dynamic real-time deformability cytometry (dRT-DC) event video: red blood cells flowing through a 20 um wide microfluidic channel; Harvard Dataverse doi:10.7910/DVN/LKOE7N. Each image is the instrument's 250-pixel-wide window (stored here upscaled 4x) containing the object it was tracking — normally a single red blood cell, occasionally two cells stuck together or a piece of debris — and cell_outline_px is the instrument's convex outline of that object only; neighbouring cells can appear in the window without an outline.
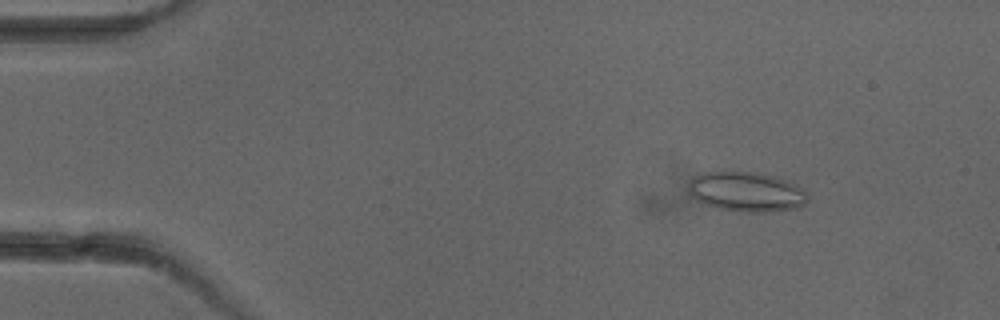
{"species": "common noctule bat (a hibernating species)", "species_latin": "Nyctalus noctula", "temperature_condition": "cold", "stored_images_in_passage": 7, "camera_frame_rate_fps": 3000, "um_per_image_px": 0.085, "animal": {"sex": "female"}, "frame": {"image": 1, "passage_image": 2, "time_ms": 1.333, "image_size_px": [1000, 320], "cell_outline_px": [[808, 200], [800, 208], [764, 212], [748, 212], [716, 208], [704, 204], [688, 196], [688, 180], [704, 172], [752, 172], [776, 176], [788, 180], [804, 188]], "centroid_in_image_um": [63.43, 16.3], "position_along_channel_um": 21.6, "area_um2": 27.98}}
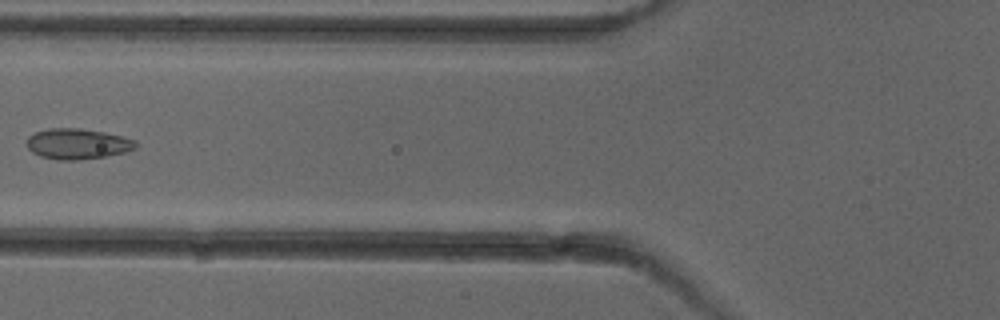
{"frame": {"image": 2, "passage_image": 6, "time_ms": 6.0, "image_size_px": [1000, 320], "cell_outline_px": [[136, 148], [124, 152], [104, 156], [80, 160], [56, 160], [40, 156], [32, 152], [28, 148], [28, 136], [36, 132], [48, 128], [80, 128], [104, 132], [136, 140]], "centroid_in_image_um": [6.57, 12.23], "position_along_channel_um": 119.2, "area_um2": 19.31}}
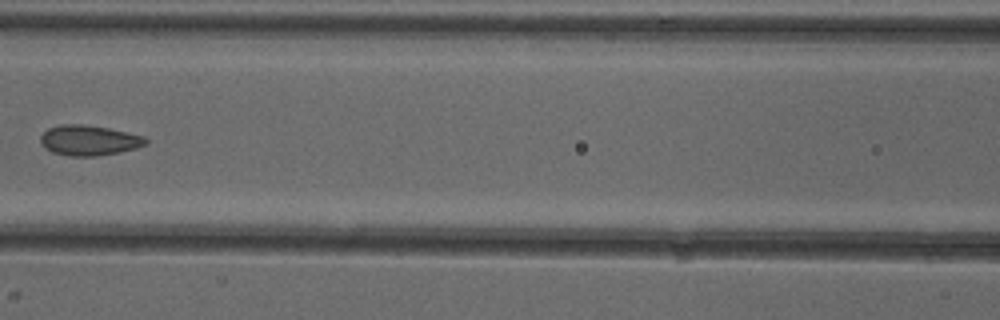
{"frame": {"image": 3, "passage_image": 7, "time_ms": 7.0, "image_size_px": [1000, 320], "cell_outline_px": [[148, 144], [136, 148], [120, 152], [96, 156], [68, 156], [52, 152], [44, 148], [40, 144], [40, 136], [48, 128], [60, 124], [84, 124], [108, 128], [144, 136], [148, 140]], "centroid_in_image_um": [7.55, 11.93], "position_along_channel_um": 159.1, "area_um2": 18.73}}